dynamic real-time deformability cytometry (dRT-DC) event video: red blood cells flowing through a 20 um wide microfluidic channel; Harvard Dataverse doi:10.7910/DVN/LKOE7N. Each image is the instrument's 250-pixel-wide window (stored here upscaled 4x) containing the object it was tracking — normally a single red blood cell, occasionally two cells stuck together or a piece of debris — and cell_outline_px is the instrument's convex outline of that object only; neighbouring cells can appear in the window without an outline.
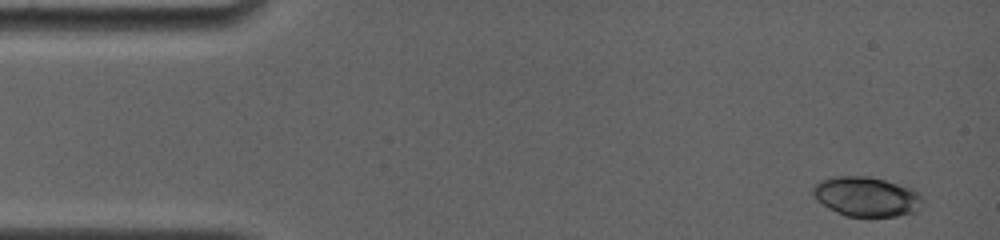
{"species": "common noctule bat (a hibernating species)", "species_latin": "Nyctalus noctula", "temperature_condition": "room temperature", "stored_images_in_passage": 22, "camera_frame_rate_fps": 4000, "um_per_image_px": 0.085, "animal": {"sex": "female", "body_mass_g": 19.0, "forearm_length_mm": 56.7}, "frame": {"image": 1, "passage_image": 1, "time_ms": 0.0, "image_size_px": [1000, 240], "cell_outline_px": [[924, 200], [920, 208], [916, 212], [896, 216], [844, 216], [828, 208], [816, 200], [812, 192], [812, 188], [820, 180], [832, 176], [868, 176], [884, 180], [912, 188]], "centroid_in_image_um": [73.63, 16.71], "position_along_channel_um": 11.4, "area_um2": 25.43}}
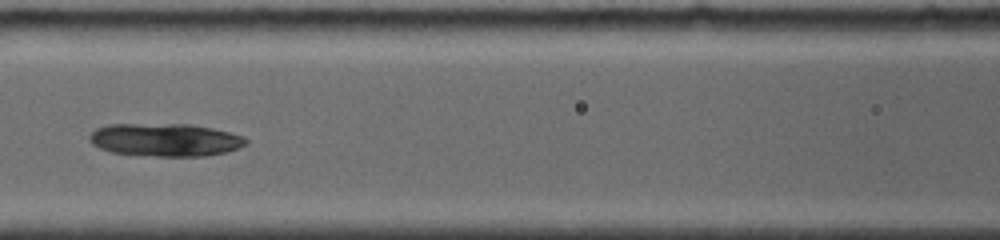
{"frame": {"image": 2, "passage_image": 9, "time_ms": 6.5, "image_size_px": [1000, 240], "cell_outline_px": [[248, 144], [224, 152], [204, 156], [156, 156], [112, 152], [100, 148], [92, 144], [88, 140], [88, 136], [96, 128], [108, 124], [192, 124], [212, 128], [244, 136], [248, 140]], "centroid_in_image_um": [14.02, 11.87], "position_along_channel_um": 152.6, "area_um2": 30.0}}
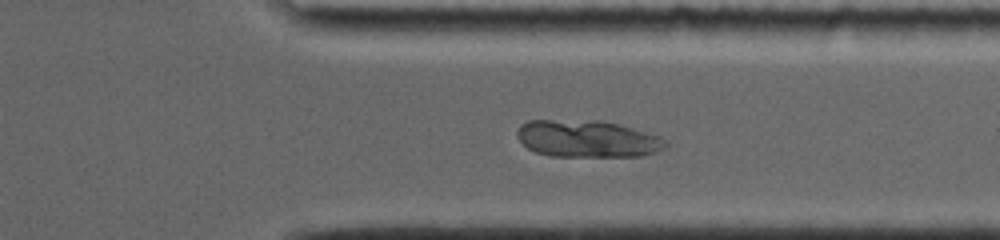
{"frame": {"image": 3, "passage_image": 17, "time_ms": 12.0, "image_size_px": [1000, 240], "cell_outline_px": [[668, 144], [664, 148], [656, 152], [640, 156], [552, 156], [536, 152], [528, 148], [516, 136], [516, 132], [520, 124], [528, 120], [600, 120], [620, 124], [660, 136]], "centroid_in_image_um": [49.91, 11.78], "position_along_channel_um": 361.5, "area_um2": 32.19}}